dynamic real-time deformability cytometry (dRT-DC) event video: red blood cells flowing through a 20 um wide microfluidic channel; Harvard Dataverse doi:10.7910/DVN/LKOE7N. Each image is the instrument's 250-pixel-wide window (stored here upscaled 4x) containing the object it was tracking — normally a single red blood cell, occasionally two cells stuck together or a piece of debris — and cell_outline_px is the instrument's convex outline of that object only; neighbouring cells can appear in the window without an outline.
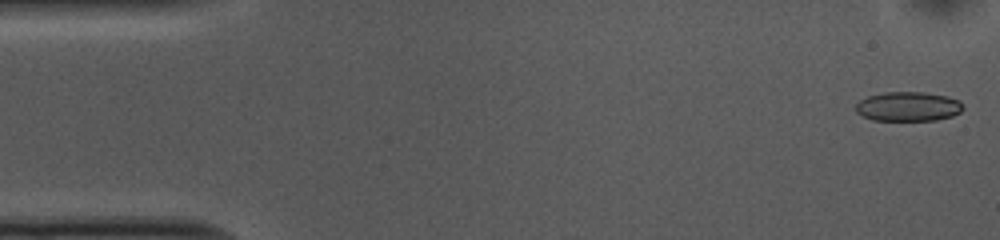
{"species": "common noctule bat (a hibernating species)", "species_latin": "Nyctalus noctula", "temperature_condition": "cold", "stored_images_in_passage": 53, "camera_frame_rate_fps": 3000, "um_per_image_px": 0.085, "animal": {"sex": "female", "body_mass_g": 10.0, "forearm_length_mm": 53.1}, "frame": {"image": 1, "passage_image": 1, "time_ms": 0.0, "image_size_px": [1000, 240], "cell_outline_px": [[964, 108], [960, 112], [952, 116], [936, 120], [872, 120], [856, 112], [856, 104], [860, 100], [868, 96], [884, 92], [924, 92], [948, 96], [960, 100], [964, 104]], "centroid_in_image_um": [77.23, 9.04], "position_along_channel_um": 7.8, "area_um2": 18.5}}
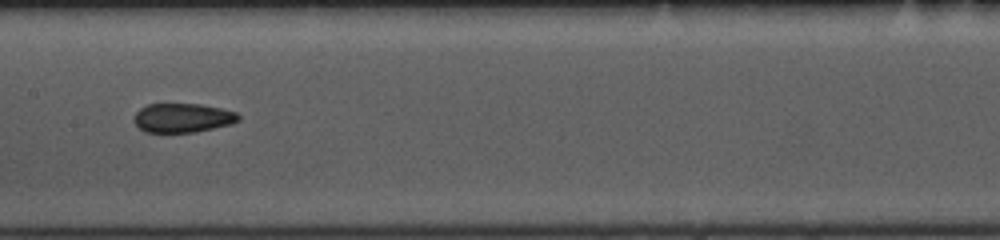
{"frame": {"image": 2, "passage_image": 25, "time_ms": 8.0, "image_size_px": [1000, 240], "cell_outline_px": [[240, 120], [232, 124], [196, 132], [144, 132], [136, 124], [136, 112], [140, 108], [148, 104], [200, 104], [220, 108], [236, 112], [240, 116]], "centroid_in_image_um": [15.57, 10.02], "position_along_channel_um": 191.8, "area_um2": 17.63}}
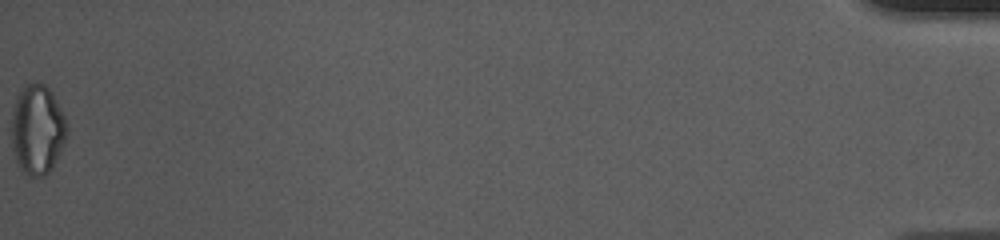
{"frame": {"image": 3, "passage_image": 53, "time_ms": 17.333, "image_size_px": [1000, 240], "cell_outline_px": [[68, 132], [60, 152], [52, 168], [44, 176], [28, 176], [20, 168], [16, 160], [12, 148], [12, 112], [16, 96], [28, 84], [36, 80], [44, 84], [52, 92], [64, 116], [68, 128]], "centroid_in_image_um": [3.18, 11.01], "position_along_channel_um": 432.0, "area_um2": 28.96}, "authors_computed_cell_mechanics": {"area_um2": 18.8428, "velocity_mm_per_s": 3.7065, "shape_relaxation_time_tau1_ms": 10.0146, "shape_relaxation_time_tau2_ms": 2.7533, "deformation_change_tau1": 0.1483, "deformation_change_tau2": 0.0928}}